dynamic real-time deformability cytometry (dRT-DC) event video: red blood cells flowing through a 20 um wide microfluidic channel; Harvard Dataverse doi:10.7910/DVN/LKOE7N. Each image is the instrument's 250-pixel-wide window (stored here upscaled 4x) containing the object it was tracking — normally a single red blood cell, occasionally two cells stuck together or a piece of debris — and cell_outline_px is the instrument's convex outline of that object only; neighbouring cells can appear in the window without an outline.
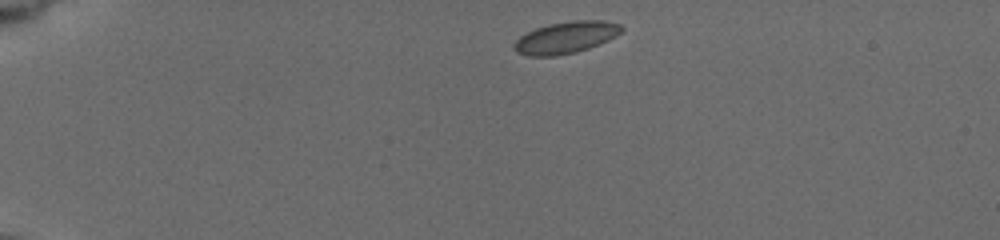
{"species": "common noctule bat (a hibernating species)", "species_latin": "Nyctalus noctula", "temperature_condition": "cold", "stored_images_in_passage": 13, "camera_frame_rate_fps": 3000, "um_per_image_px": 0.085, "animal": {"sex": "female", "body_mass_g": 19.5, "forearm_length_mm": 54.1}, "frame": {"image": 1, "passage_image": 1, "time_ms": 0.0, "image_size_px": [1000, 240], "cell_outline_px": [[624, 28], [616, 36], [608, 40], [588, 48], [576, 52], [556, 56], [528, 56], [516, 52], [512, 44], [520, 36], [536, 28], [548, 24], [572, 20], [604, 20], [620, 24]], "centroid_in_image_um": [48.09, 3.18], "position_along_channel_um": 36.9, "area_um2": 19.94}}
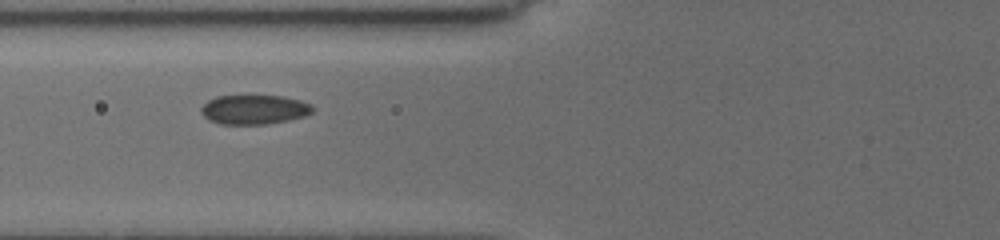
{"frame": {"image": 2, "passage_image": 8, "time_ms": 3.667, "image_size_px": [1000, 240], "cell_outline_px": [[312, 112], [304, 116], [288, 120], [264, 124], [220, 124], [208, 120], [200, 112], [200, 108], [208, 100], [216, 96], [284, 96], [300, 100], [312, 104]], "centroid_in_image_um": [21.58, 9.31], "position_along_channel_um": 104.2, "area_um2": 19.07}}
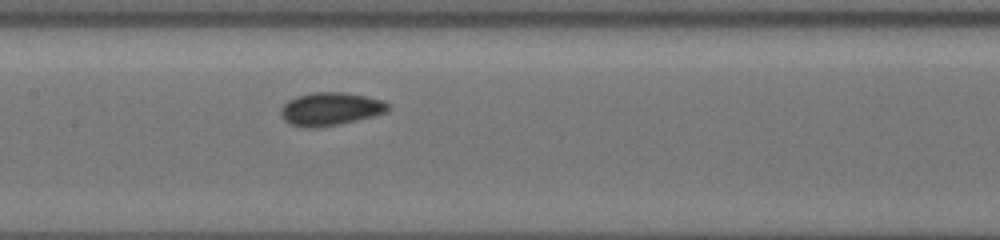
{"frame": {"image": 3, "passage_image": 13, "time_ms": 5.667, "image_size_px": [1000, 240], "cell_outline_px": [[392, 108], [388, 112], [340, 124], [320, 128], [304, 128], [288, 124], [280, 116], [280, 108], [288, 100], [296, 96], [312, 92], [344, 92], [384, 100], [392, 104]], "centroid_in_image_um": [28.09, 9.27], "position_along_channel_um": 179.3, "area_um2": 21.15}}